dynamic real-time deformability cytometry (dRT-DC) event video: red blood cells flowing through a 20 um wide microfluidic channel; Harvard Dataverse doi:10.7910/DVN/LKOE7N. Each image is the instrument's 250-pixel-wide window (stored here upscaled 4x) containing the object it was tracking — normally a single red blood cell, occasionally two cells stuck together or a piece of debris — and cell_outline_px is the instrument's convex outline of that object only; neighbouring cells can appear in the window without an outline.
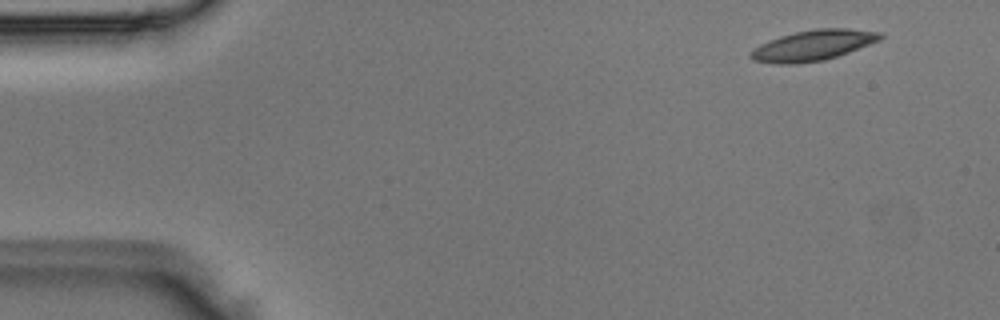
{"species": "Egyptian fruit bat (a non-hibernating species)", "species_latin": "Rousettus aegyptiacus", "temperature_condition": "room temperature", "stored_images_in_passage": 4, "camera_frame_rate_fps": 3000, "um_per_image_px": 0.085, "animal": {"sex": "male"}, "frame": {"image": 1, "passage_image": 1, "time_ms": 0.0, "image_size_px": [1000, 320], "cell_outline_px": [[884, 36], [880, 40], [848, 52], [824, 60], [800, 64], [776, 64], [752, 60], [748, 56], [748, 52], [760, 44], [768, 40], [780, 36], [796, 32], [816, 28], [848, 28], [880, 32]], "centroid_in_image_um": [69.06, 3.86], "position_along_channel_um": 15.9, "area_um2": 23.18}}
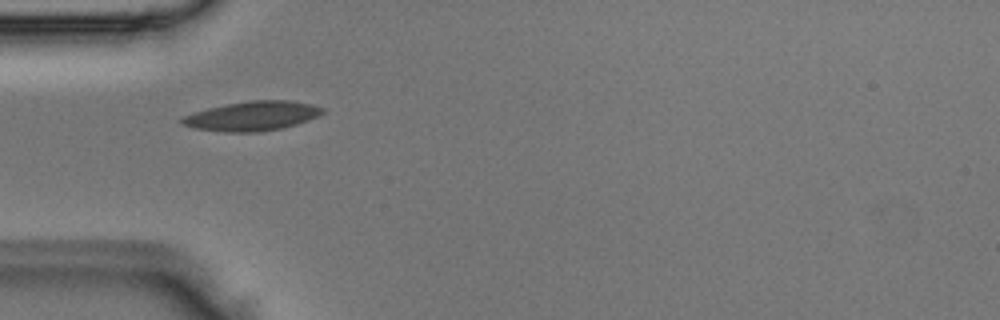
{"frame": {"image": 2, "passage_image": 4, "time_ms": 1.0, "image_size_px": [1000, 320], "cell_outline_px": [[324, 112], [308, 120], [296, 124], [280, 128], [260, 132], [224, 132], [192, 128], [180, 124], [180, 116], [192, 112], [208, 108], [228, 104], [252, 100], [292, 100], [312, 104], [324, 108]], "centroid_in_image_um": [21.38, 9.86], "position_along_channel_um": 63.6, "area_um2": 24.22}}